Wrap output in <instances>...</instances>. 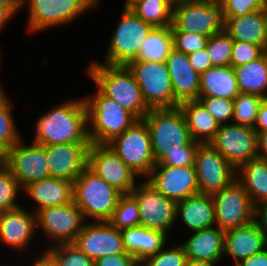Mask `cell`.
Instances as JSON below:
<instances>
[{
    "label": "cell",
    "instance_id": "1",
    "mask_svg": "<svg viewBox=\"0 0 267 266\" xmlns=\"http://www.w3.org/2000/svg\"><path fill=\"white\" fill-rule=\"evenodd\" d=\"M33 122V143L42 146L65 143L90 144L87 108L82 96L53 105Z\"/></svg>",
    "mask_w": 267,
    "mask_h": 266
},
{
    "label": "cell",
    "instance_id": "2",
    "mask_svg": "<svg viewBox=\"0 0 267 266\" xmlns=\"http://www.w3.org/2000/svg\"><path fill=\"white\" fill-rule=\"evenodd\" d=\"M143 120L150 131L156 164L170 153L196 152L200 143L191 139L185 116L179 106L151 108Z\"/></svg>",
    "mask_w": 267,
    "mask_h": 266
},
{
    "label": "cell",
    "instance_id": "3",
    "mask_svg": "<svg viewBox=\"0 0 267 266\" xmlns=\"http://www.w3.org/2000/svg\"><path fill=\"white\" fill-rule=\"evenodd\" d=\"M89 80L107 97L142 120L149 111L139 84L125 65L89 63L84 68Z\"/></svg>",
    "mask_w": 267,
    "mask_h": 266
},
{
    "label": "cell",
    "instance_id": "4",
    "mask_svg": "<svg viewBox=\"0 0 267 266\" xmlns=\"http://www.w3.org/2000/svg\"><path fill=\"white\" fill-rule=\"evenodd\" d=\"M95 88L94 92L83 96L87 108L88 138L90 143L107 144L138 119Z\"/></svg>",
    "mask_w": 267,
    "mask_h": 266
},
{
    "label": "cell",
    "instance_id": "5",
    "mask_svg": "<svg viewBox=\"0 0 267 266\" xmlns=\"http://www.w3.org/2000/svg\"><path fill=\"white\" fill-rule=\"evenodd\" d=\"M73 201L86 221H108L122 193L88 166L73 181Z\"/></svg>",
    "mask_w": 267,
    "mask_h": 266
},
{
    "label": "cell",
    "instance_id": "6",
    "mask_svg": "<svg viewBox=\"0 0 267 266\" xmlns=\"http://www.w3.org/2000/svg\"><path fill=\"white\" fill-rule=\"evenodd\" d=\"M99 1L22 0L23 8H28L26 33L36 35V33H42V31H47L50 28L72 24L90 9H96L101 3Z\"/></svg>",
    "mask_w": 267,
    "mask_h": 266
},
{
    "label": "cell",
    "instance_id": "7",
    "mask_svg": "<svg viewBox=\"0 0 267 266\" xmlns=\"http://www.w3.org/2000/svg\"><path fill=\"white\" fill-rule=\"evenodd\" d=\"M118 22L107 42V49L102 61L90 60L89 63H105L109 65H127L136 60L141 45L153 26L139 18L127 6L122 7Z\"/></svg>",
    "mask_w": 267,
    "mask_h": 266
},
{
    "label": "cell",
    "instance_id": "8",
    "mask_svg": "<svg viewBox=\"0 0 267 266\" xmlns=\"http://www.w3.org/2000/svg\"><path fill=\"white\" fill-rule=\"evenodd\" d=\"M172 32H189L207 37L225 30L220 0H176L172 7Z\"/></svg>",
    "mask_w": 267,
    "mask_h": 266
},
{
    "label": "cell",
    "instance_id": "9",
    "mask_svg": "<svg viewBox=\"0 0 267 266\" xmlns=\"http://www.w3.org/2000/svg\"><path fill=\"white\" fill-rule=\"evenodd\" d=\"M107 145L140 179H145L155 166L151 135L146 122L137 120Z\"/></svg>",
    "mask_w": 267,
    "mask_h": 266
},
{
    "label": "cell",
    "instance_id": "10",
    "mask_svg": "<svg viewBox=\"0 0 267 266\" xmlns=\"http://www.w3.org/2000/svg\"><path fill=\"white\" fill-rule=\"evenodd\" d=\"M126 66L139 84L145 104L150 109L179 106L166 62L131 61Z\"/></svg>",
    "mask_w": 267,
    "mask_h": 266
},
{
    "label": "cell",
    "instance_id": "11",
    "mask_svg": "<svg viewBox=\"0 0 267 266\" xmlns=\"http://www.w3.org/2000/svg\"><path fill=\"white\" fill-rule=\"evenodd\" d=\"M35 214L37 233L44 234V240L49 239L45 241L48 245L44 249L56 244L73 243L86 223L74 201L63 206L42 208Z\"/></svg>",
    "mask_w": 267,
    "mask_h": 266
},
{
    "label": "cell",
    "instance_id": "12",
    "mask_svg": "<svg viewBox=\"0 0 267 266\" xmlns=\"http://www.w3.org/2000/svg\"><path fill=\"white\" fill-rule=\"evenodd\" d=\"M130 194L138 203L140 226L160 230L171 236L177 225V203L163 196L145 179H140Z\"/></svg>",
    "mask_w": 267,
    "mask_h": 266
},
{
    "label": "cell",
    "instance_id": "13",
    "mask_svg": "<svg viewBox=\"0 0 267 266\" xmlns=\"http://www.w3.org/2000/svg\"><path fill=\"white\" fill-rule=\"evenodd\" d=\"M194 166L199 193L214 194L237 179V170L210 144H199Z\"/></svg>",
    "mask_w": 267,
    "mask_h": 266
},
{
    "label": "cell",
    "instance_id": "14",
    "mask_svg": "<svg viewBox=\"0 0 267 266\" xmlns=\"http://www.w3.org/2000/svg\"><path fill=\"white\" fill-rule=\"evenodd\" d=\"M212 197L215 205V226L221 230L227 231L253 221L254 205L237 179L212 194Z\"/></svg>",
    "mask_w": 267,
    "mask_h": 266
},
{
    "label": "cell",
    "instance_id": "15",
    "mask_svg": "<svg viewBox=\"0 0 267 266\" xmlns=\"http://www.w3.org/2000/svg\"><path fill=\"white\" fill-rule=\"evenodd\" d=\"M210 144L237 170L258 157L257 132L234 123L220 125Z\"/></svg>",
    "mask_w": 267,
    "mask_h": 266
},
{
    "label": "cell",
    "instance_id": "16",
    "mask_svg": "<svg viewBox=\"0 0 267 266\" xmlns=\"http://www.w3.org/2000/svg\"><path fill=\"white\" fill-rule=\"evenodd\" d=\"M87 166L122 194H129L139 178L107 144L90 143Z\"/></svg>",
    "mask_w": 267,
    "mask_h": 266
},
{
    "label": "cell",
    "instance_id": "17",
    "mask_svg": "<svg viewBox=\"0 0 267 266\" xmlns=\"http://www.w3.org/2000/svg\"><path fill=\"white\" fill-rule=\"evenodd\" d=\"M145 180L176 203L199 193L195 166L172 167L157 163Z\"/></svg>",
    "mask_w": 267,
    "mask_h": 266
},
{
    "label": "cell",
    "instance_id": "18",
    "mask_svg": "<svg viewBox=\"0 0 267 266\" xmlns=\"http://www.w3.org/2000/svg\"><path fill=\"white\" fill-rule=\"evenodd\" d=\"M36 232V214L29 211L28 207L22 205L13 211L0 212V243L2 247L4 245L8 250H15L25 257L27 249L33 248L32 243L36 242L34 240L38 236Z\"/></svg>",
    "mask_w": 267,
    "mask_h": 266
},
{
    "label": "cell",
    "instance_id": "19",
    "mask_svg": "<svg viewBox=\"0 0 267 266\" xmlns=\"http://www.w3.org/2000/svg\"><path fill=\"white\" fill-rule=\"evenodd\" d=\"M22 138L9 149L8 169L22 189L32 182L49 177L45 146L30 142L24 143Z\"/></svg>",
    "mask_w": 267,
    "mask_h": 266
},
{
    "label": "cell",
    "instance_id": "20",
    "mask_svg": "<svg viewBox=\"0 0 267 266\" xmlns=\"http://www.w3.org/2000/svg\"><path fill=\"white\" fill-rule=\"evenodd\" d=\"M73 244L93 261L106 255L126 253L121 231L108 221H86Z\"/></svg>",
    "mask_w": 267,
    "mask_h": 266
},
{
    "label": "cell",
    "instance_id": "21",
    "mask_svg": "<svg viewBox=\"0 0 267 266\" xmlns=\"http://www.w3.org/2000/svg\"><path fill=\"white\" fill-rule=\"evenodd\" d=\"M90 144H55L45 146L49 176L74 181L87 167Z\"/></svg>",
    "mask_w": 267,
    "mask_h": 266
},
{
    "label": "cell",
    "instance_id": "22",
    "mask_svg": "<svg viewBox=\"0 0 267 266\" xmlns=\"http://www.w3.org/2000/svg\"><path fill=\"white\" fill-rule=\"evenodd\" d=\"M267 248V235L254 221L225 231L224 260H233L230 263L238 264Z\"/></svg>",
    "mask_w": 267,
    "mask_h": 266
},
{
    "label": "cell",
    "instance_id": "23",
    "mask_svg": "<svg viewBox=\"0 0 267 266\" xmlns=\"http://www.w3.org/2000/svg\"><path fill=\"white\" fill-rule=\"evenodd\" d=\"M23 194L36 205L29 207L34 213L42 208L63 206L73 202V182L54 177L32 182L23 189Z\"/></svg>",
    "mask_w": 267,
    "mask_h": 266
},
{
    "label": "cell",
    "instance_id": "24",
    "mask_svg": "<svg viewBox=\"0 0 267 266\" xmlns=\"http://www.w3.org/2000/svg\"><path fill=\"white\" fill-rule=\"evenodd\" d=\"M174 98L179 102L199 99L200 75L191 66L188 55L175 48L166 60Z\"/></svg>",
    "mask_w": 267,
    "mask_h": 266
},
{
    "label": "cell",
    "instance_id": "25",
    "mask_svg": "<svg viewBox=\"0 0 267 266\" xmlns=\"http://www.w3.org/2000/svg\"><path fill=\"white\" fill-rule=\"evenodd\" d=\"M176 222L185 226L188 233L215 226V205L210 194H195L176 205ZM182 224V225H181Z\"/></svg>",
    "mask_w": 267,
    "mask_h": 266
},
{
    "label": "cell",
    "instance_id": "26",
    "mask_svg": "<svg viewBox=\"0 0 267 266\" xmlns=\"http://www.w3.org/2000/svg\"><path fill=\"white\" fill-rule=\"evenodd\" d=\"M225 231L217 226L190 233L187 239L179 242L190 260L224 262Z\"/></svg>",
    "mask_w": 267,
    "mask_h": 266
},
{
    "label": "cell",
    "instance_id": "27",
    "mask_svg": "<svg viewBox=\"0 0 267 266\" xmlns=\"http://www.w3.org/2000/svg\"><path fill=\"white\" fill-rule=\"evenodd\" d=\"M225 31L233 41L256 44L267 51V10L261 9L243 16L227 17Z\"/></svg>",
    "mask_w": 267,
    "mask_h": 266
},
{
    "label": "cell",
    "instance_id": "28",
    "mask_svg": "<svg viewBox=\"0 0 267 266\" xmlns=\"http://www.w3.org/2000/svg\"><path fill=\"white\" fill-rule=\"evenodd\" d=\"M120 231L126 252L133 255L139 262L159 252L171 240L170 236L163 231L143 226L125 228Z\"/></svg>",
    "mask_w": 267,
    "mask_h": 266
},
{
    "label": "cell",
    "instance_id": "29",
    "mask_svg": "<svg viewBox=\"0 0 267 266\" xmlns=\"http://www.w3.org/2000/svg\"><path fill=\"white\" fill-rule=\"evenodd\" d=\"M239 94L232 66H213L200 74L199 97H221L234 100Z\"/></svg>",
    "mask_w": 267,
    "mask_h": 266
},
{
    "label": "cell",
    "instance_id": "30",
    "mask_svg": "<svg viewBox=\"0 0 267 266\" xmlns=\"http://www.w3.org/2000/svg\"><path fill=\"white\" fill-rule=\"evenodd\" d=\"M189 129L190 137L200 144L210 143L218 131L219 123L207 112L199 100L179 104Z\"/></svg>",
    "mask_w": 267,
    "mask_h": 266
},
{
    "label": "cell",
    "instance_id": "31",
    "mask_svg": "<svg viewBox=\"0 0 267 266\" xmlns=\"http://www.w3.org/2000/svg\"><path fill=\"white\" fill-rule=\"evenodd\" d=\"M237 180L249 195L252 204L267 200V159L254 158L237 169Z\"/></svg>",
    "mask_w": 267,
    "mask_h": 266
},
{
    "label": "cell",
    "instance_id": "32",
    "mask_svg": "<svg viewBox=\"0 0 267 266\" xmlns=\"http://www.w3.org/2000/svg\"><path fill=\"white\" fill-rule=\"evenodd\" d=\"M234 72L240 93L267 98V51L256 60L235 67Z\"/></svg>",
    "mask_w": 267,
    "mask_h": 266
},
{
    "label": "cell",
    "instance_id": "33",
    "mask_svg": "<svg viewBox=\"0 0 267 266\" xmlns=\"http://www.w3.org/2000/svg\"><path fill=\"white\" fill-rule=\"evenodd\" d=\"M173 49L174 38L171 26L153 27L134 61L166 62Z\"/></svg>",
    "mask_w": 267,
    "mask_h": 266
},
{
    "label": "cell",
    "instance_id": "34",
    "mask_svg": "<svg viewBox=\"0 0 267 266\" xmlns=\"http://www.w3.org/2000/svg\"><path fill=\"white\" fill-rule=\"evenodd\" d=\"M127 7L153 27L172 25V0H133Z\"/></svg>",
    "mask_w": 267,
    "mask_h": 266
},
{
    "label": "cell",
    "instance_id": "35",
    "mask_svg": "<svg viewBox=\"0 0 267 266\" xmlns=\"http://www.w3.org/2000/svg\"><path fill=\"white\" fill-rule=\"evenodd\" d=\"M4 88L0 89V142L13 147L22 138L14 116V103ZM14 108V109H13Z\"/></svg>",
    "mask_w": 267,
    "mask_h": 266
},
{
    "label": "cell",
    "instance_id": "36",
    "mask_svg": "<svg viewBox=\"0 0 267 266\" xmlns=\"http://www.w3.org/2000/svg\"><path fill=\"white\" fill-rule=\"evenodd\" d=\"M108 222L118 230L140 226L138 203L130 193L121 195Z\"/></svg>",
    "mask_w": 267,
    "mask_h": 266
},
{
    "label": "cell",
    "instance_id": "37",
    "mask_svg": "<svg viewBox=\"0 0 267 266\" xmlns=\"http://www.w3.org/2000/svg\"><path fill=\"white\" fill-rule=\"evenodd\" d=\"M263 99V97L256 94L240 93L234 99L232 123L253 128L256 123L259 106Z\"/></svg>",
    "mask_w": 267,
    "mask_h": 266
},
{
    "label": "cell",
    "instance_id": "38",
    "mask_svg": "<svg viewBox=\"0 0 267 266\" xmlns=\"http://www.w3.org/2000/svg\"><path fill=\"white\" fill-rule=\"evenodd\" d=\"M23 189L7 167H0V212L13 211L21 207Z\"/></svg>",
    "mask_w": 267,
    "mask_h": 266
},
{
    "label": "cell",
    "instance_id": "39",
    "mask_svg": "<svg viewBox=\"0 0 267 266\" xmlns=\"http://www.w3.org/2000/svg\"><path fill=\"white\" fill-rule=\"evenodd\" d=\"M233 43L234 41L225 30L208 38L206 50L212 66H231Z\"/></svg>",
    "mask_w": 267,
    "mask_h": 266
},
{
    "label": "cell",
    "instance_id": "40",
    "mask_svg": "<svg viewBox=\"0 0 267 266\" xmlns=\"http://www.w3.org/2000/svg\"><path fill=\"white\" fill-rule=\"evenodd\" d=\"M59 266H94V261L73 243H61L45 249Z\"/></svg>",
    "mask_w": 267,
    "mask_h": 266
},
{
    "label": "cell",
    "instance_id": "41",
    "mask_svg": "<svg viewBox=\"0 0 267 266\" xmlns=\"http://www.w3.org/2000/svg\"><path fill=\"white\" fill-rule=\"evenodd\" d=\"M168 242L159 252L148 256L142 263L145 266H186L187 255L183 246L178 242ZM173 244V245H171Z\"/></svg>",
    "mask_w": 267,
    "mask_h": 266
},
{
    "label": "cell",
    "instance_id": "42",
    "mask_svg": "<svg viewBox=\"0 0 267 266\" xmlns=\"http://www.w3.org/2000/svg\"><path fill=\"white\" fill-rule=\"evenodd\" d=\"M207 112L219 123L225 125L232 123L234 113V100L221 97H199L198 99Z\"/></svg>",
    "mask_w": 267,
    "mask_h": 266
},
{
    "label": "cell",
    "instance_id": "43",
    "mask_svg": "<svg viewBox=\"0 0 267 266\" xmlns=\"http://www.w3.org/2000/svg\"><path fill=\"white\" fill-rule=\"evenodd\" d=\"M266 50L256 44L234 41L232 46L231 66L233 68L249 63L261 57Z\"/></svg>",
    "mask_w": 267,
    "mask_h": 266
},
{
    "label": "cell",
    "instance_id": "44",
    "mask_svg": "<svg viewBox=\"0 0 267 266\" xmlns=\"http://www.w3.org/2000/svg\"><path fill=\"white\" fill-rule=\"evenodd\" d=\"M174 48L184 54H191L200 49L206 48L208 38L202 34L189 32H172Z\"/></svg>",
    "mask_w": 267,
    "mask_h": 266
},
{
    "label": "cell",
    "instance_id": "45",
    "mask_svg": "<svg viewBox=\"0 0 267 266\" xmlns=\"http://www.w3.org/2000/svg\"><path fill=\"white\" fill-rule=\"evenodd\" d=\"M224 18L238 17L265 9L263 0H220Z\"/></svg>",
    "mask_w": 267,
    "mask_h": 266
},
{
    "label": "cell",
    "instance_id": "46",
    "mask_svg": "<svg viewBox=\"0 0 267 266\" xmlns=\"http://www.w3.org/2000/svg\"><path fill=\"white\" fill-rule=\"evenodd\" d=\"M139 261L130 253L111 254L94 261V266H137Z\"/></svg>",
    "mask_w": 267,
    "mask_h": 266
},
{
    "label": "cell",
    "instance_id": "47",
    "mask_svg": "<svg viewBox=\"0 0 267 266\" xmlns=\"http://www.w3.org/2000/svg\"><path fill=\"white\" fill-rule=\"evenodd\" d=\"M196 152H176L170 153L159 163L164 166L183 167L194 166Z\"/></svg>",
    "mask_w": 267,
    "mask_h": 266
},
{
    "label": "cell",
    "instance_id": "48",
    "mask_svg": "<svg viewBox=\"0 0 267 266\" xmlns=\"http://www.w3.org/2000/svg\"><path fill=\"white\" fill-rule=\"evenodd\" d=\"M191 66L200 75L212 66L211 59L206 48L200 49L188 55Z\"/></svg>",
    "mask_w": 267,
    "mask_h": 266
},
{
    "label": "cell",
    "instance_id": "49",
    "mask_svg": "<svg viewBox=\"0 0 267 266\" xmlns=\"http://www.w3.org/2000/svg\"><path fill=\"white\" fill-rule=\"evenodd\" d=\"M253 221L267 235V200L254 206Z\"/></svg>",
    "mask_w": 267,
    "mask_h": 266
},
{
    "label": "cell",
    "instance_id": "50",
    "mask_svg": "<svg viewBox=\"0 0 267 266\" xmlns=\"http://www.w3.org/2000/svg\"><path fill=\"white\" fill-rule=\"evenodd\" d=\"M39 251L42 253L37 251L35 254L36 257L33 256L35 259L33 258L31 260L32 262H30V259L27 258L29 263H27L26 266H59L57 261L46 250L43 249Z\"/></svg>",
    "mask_w": 267,
    "mask_h": 266
},
{
    "label": "cell",
    "instance_id": "51",
    "mask_svg": "<svg viewBox=\"0 0 267 266\" xmlns=\"http://www.w3.org/2000/svg\"><path fill=\"white\" fill-rule=\"evenodd\" d=\"M253 128L257 134L267 131V98H264L259 106L256 123Z\"/></svg>",
    "mask_w": 267,
    "mask_h": 266
},
{
    "label": "cell",
    "instance_id": "52",
    "mask_svg": "<svg viewBox=\"0 0 267 266\" xmlns=\"http://www.w3.org/2000/svg\"><path fill=\"white\" fill-rule=\"evenodd\" d=\"M238 266H267V248L249 258L241 260Z\"/></svg>",
    "mask_w": 267,
    "mask_h": 266
},
{
    "label": "cell",
    "instance_id": "53",
    "mask_svg": "<svg viewBox=\"0 0 267 266\" xmlns=\"http://www.w3.org/2000/svg\"><path fill=\"white\" fill-rule=\"evenodd\" d=\"M17 14L7 5L0 4V32L9 25Z\"/></svg>",
    "mask_w": 267,
    "mask_h": 266
},
{
    "label": "cell",
    "instance_id": "54",
    "mask_svg": "<svg viewBox=\"0 0 267 266\" xmlns=\"http://www.w3.org/2000/svg\"><path fill=\"white\" fill-rule=\"evenodd\" d=\"M257 151L259 158L267 159V131L257 134Z\"/></svg>",
    "mask_w": 267,
    "mask_h": 266
},
{
    "label": "cell",
    "instance_id": "55",
    "mask_svg": "<svg viewBox=\"0 0 267 266\" xmlns=\"http://www.w3.org/2000/svg\"><path fill=\"white\" fill-rule=\"evenodd\" d=\"M9 149L7 145L0 142V167H8Z\"/></svg>",
    "mask_w": 267,
    "mask_h": 266
},
{
    "label": "cell",
    "instance_id": "56",
    "mask_svg": "<svg viewBox=\"0 0 267 266\" xmlns=\"http://www.w3.org/2000/svg\"><path fill=\"white\" fill-rule=\"evenodd\" d=\"M0 4L9 6L16 14L23 10L22 0H0Z\"/></svg>",
    "mask_w": 267,
    "mask_h": 266
},
{
    "label": "cell",
    "instance_id": "57",
    "mask_svg": "<svg viewBox=\"0 0 267 266\" xmlns=\"http://www.w3.org/2000/svg\"><path fill=\"white\" fill-rule=\"evenodd\" d=\"M223 263H215L209 261H202V260H187L186 266H220Z\"/></svg>",
    "mask_w": 267,
    "mask_h": 266
},
{
    "label": "cell",
    "instance_id": "58",
    "mask_svg": "<svg viewBox=\"0 0 267 266\" xmlns=\"http://www.w3.org/2000/svg\"><path fill=\"white\" fill-rule=\"evenodd\" d=\"M131 1H133V0H125L123 3V6H127Z\"/></svg>",
    "mask_w": 267,
    "mask_h": 266
},
{
    "label": "cell",
    "instance_id": "59",
    "mask_svg": "<svg viewBox=\"0 0 267 266\" xmlns=\"http://www.w3.org/2000/svg\"><path fill=\"white\" fill-rule=\"evenodd\" d=\"M0 50H1V49H0ZM1 53H2V52H0V68H1V62H2V61H1V60H2V58H1V57H2V56H1ZM2 88H3V85H2V83H1V84H0V89H2Z\"/></svg>",
    "mask_w": 267,
    "mask_h": 266
},
{
    "label": "cell",
    "instance_id": "60",
    "mask_svg": "<svg viewBox=\"0 0 267 266\" xmlns=\"http://www.w3.org/2000/svg\"><path fill=\"white\" fill-rule=\"evenodd\" d=\"M263 3H264L265 9L267 10V0H263Z\"/></svg>",
    "mask_w": 267,
    "mask_h": 266
},
{
    "label": "cell",
    "instance_id": "61",
    "mask_svg": "<svg viewBox=\"0 0 267 266\" xmlns=\"http://www.w3.org/2000/svg\"><path fill=\"white\" fill-rule=\"evenodd\" d=\"M137 266H145L142 262H139Z\"/></svg>",
    "mask_w": 267,
    "mask_h": 266
},
{
    "label": "cell",
    "instance_id": "62",
    "mask_svg": "<svg viewBox=\"0 0 267 266\" xmlns=\"http://www.w3.org/2000/svg\"><path fill=\"white\" fill-rule=\"evenodd\" d=\"M0 266H9V265H8V262H6V264H5V265H1V264H0Z\"/></svg>",
    "mask_w": 267,
    "mask_h": 266
}]
</instances>
